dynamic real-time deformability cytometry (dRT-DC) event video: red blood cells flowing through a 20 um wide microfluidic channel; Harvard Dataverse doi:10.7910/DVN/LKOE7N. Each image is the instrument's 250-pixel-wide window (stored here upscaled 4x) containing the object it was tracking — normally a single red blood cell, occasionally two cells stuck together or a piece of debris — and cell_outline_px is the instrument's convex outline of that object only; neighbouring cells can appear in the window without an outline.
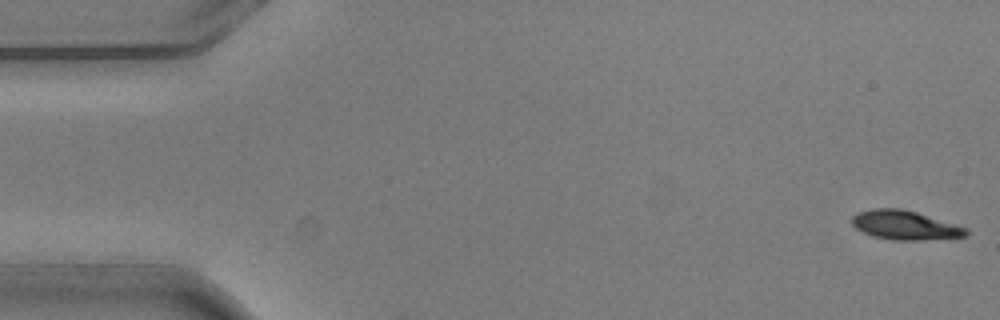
{"species": "common noctule bat (a hibernating species)", "species_latin": "Nyctalus noctula", "temperature_condition": "warm", "stored_images_in_passage": 5, "segment_of_instrument_passage": [1, 2], "camera_frame_rate_fps": 3000, "um_per_image_px": 0.085, "animal": {"sex": "male", "body_mass_g": 20.5, "forearm_length_mm": 52.5}, "frame": {"image": 1, "passage_image": 1, "time_ms": 0.0, "image_size_px": [1000, 320], "cell_outline_px": [[968, 236], [920, 240], [892, 240], [872, 236], [856, 228], [852, 224], [852, 216], [860, 212], [872, 208], [900, 208], [916, 212], [968, 228]], "centroid_in_image_um": [76.92, 19.14], "position_along_channel_um": 8.1, "area_um2": 19.25}}
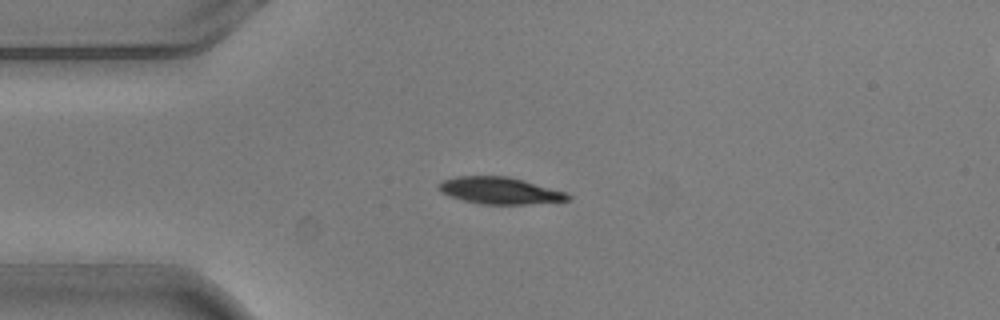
{"frame": {"image": 2, "passage_image": 4, "time_ms": 1.0, "image_size_px": [1000, 320], "cell_outline_px": [[572, 200], [524, 204], [480, 204], [464, 200], [440, 192], [436, 188], [436, 184], [440, 180], [456, 176], [508, 176], [524, 180], [568, 192], [572, 196]], "centroid_in_image_um": [42.48, 16.19], "position_along_channel_um": 42.5, "area_um2": 20.46}}